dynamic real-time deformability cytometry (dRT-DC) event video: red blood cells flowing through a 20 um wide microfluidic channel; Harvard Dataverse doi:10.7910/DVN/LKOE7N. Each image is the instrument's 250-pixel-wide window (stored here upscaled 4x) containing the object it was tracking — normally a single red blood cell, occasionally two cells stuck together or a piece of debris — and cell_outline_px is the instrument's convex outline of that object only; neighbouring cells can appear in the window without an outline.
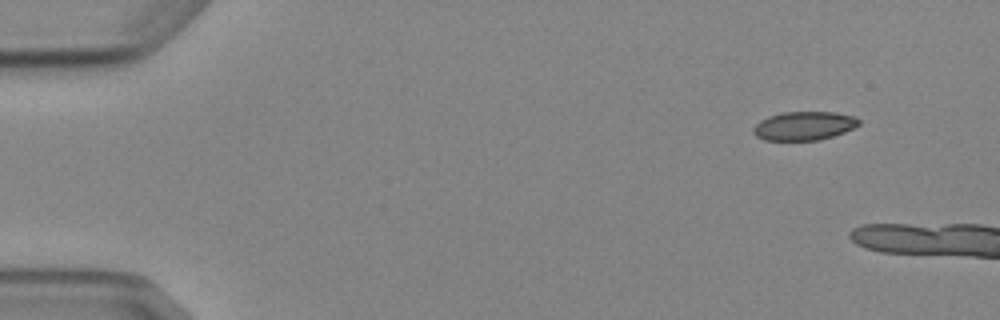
{"species": "Egyptian fruit bat (a non-hibernating species)", "species_latin": "Rousettus aegyptiacus", "temperature_condition": "cold", "stored_images_in_passage": 4, "camera_frame_rate_fps": 3000, "um_per_image_px": 0.085, "animal": {"sex": "female"}, "frame": {"image": 1, "passage_image": 1, "time_ms": 0.0, "image_size_px": [1000, 320], "cell_outline_px": [[860, 124], [844, 132], [820, 140], [764, 140], [756, 136], [752, 132], [752, 128], [760, 120], [768, 116], [780, 112], [836, 112], [856, 116], [860, 120]], "centroid_in_image_um": [68.33, 10.69], "position_along_channel_um": 16.7, "area_um2": 17.8}}